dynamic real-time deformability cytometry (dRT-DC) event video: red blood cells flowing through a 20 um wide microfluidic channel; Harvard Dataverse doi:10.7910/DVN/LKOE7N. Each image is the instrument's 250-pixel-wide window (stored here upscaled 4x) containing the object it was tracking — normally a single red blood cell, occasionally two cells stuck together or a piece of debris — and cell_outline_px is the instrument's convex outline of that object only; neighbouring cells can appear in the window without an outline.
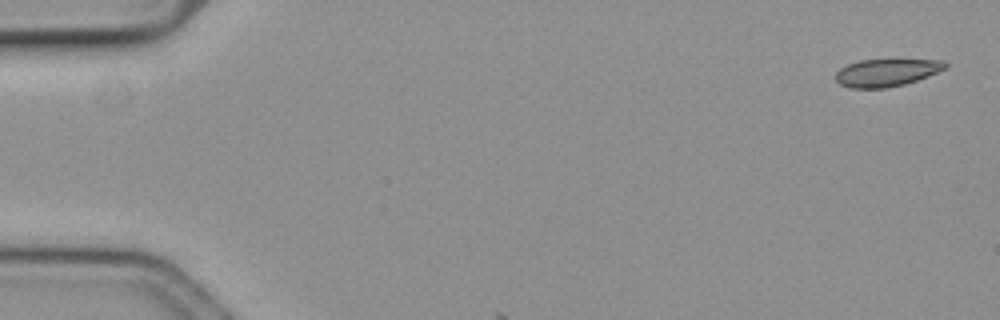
{"species": "common noctule bat (a hibernating species)", "species_latin": "Nyctalus noctula", "temperature_condition": "cold", "stored_images_in_passage": 6, "camera_frame_rate_fps": 3000, "um_per_image_px": 0.085, "animal": {"sex": "female", "body_mass_g": 19.3, "forearm_length_mm": 54.1}, "frame": {"image": 1, "passage_image": 1, "time_ms": 0.0, "image_size_px": [1000, 320], "cell_outline_px": [[948, 68], [928, 76], [904, 84], [884, 88], [852, 88], [840, 84], [836, 80], [836, 72], [840, 68], [848, 64], [860, 60], [944, 60], [948, 64]], "centroid_in_image_um": [75.37, 6.17], "position_along_channel_um": 9.6, "area_um2": 17.46}}